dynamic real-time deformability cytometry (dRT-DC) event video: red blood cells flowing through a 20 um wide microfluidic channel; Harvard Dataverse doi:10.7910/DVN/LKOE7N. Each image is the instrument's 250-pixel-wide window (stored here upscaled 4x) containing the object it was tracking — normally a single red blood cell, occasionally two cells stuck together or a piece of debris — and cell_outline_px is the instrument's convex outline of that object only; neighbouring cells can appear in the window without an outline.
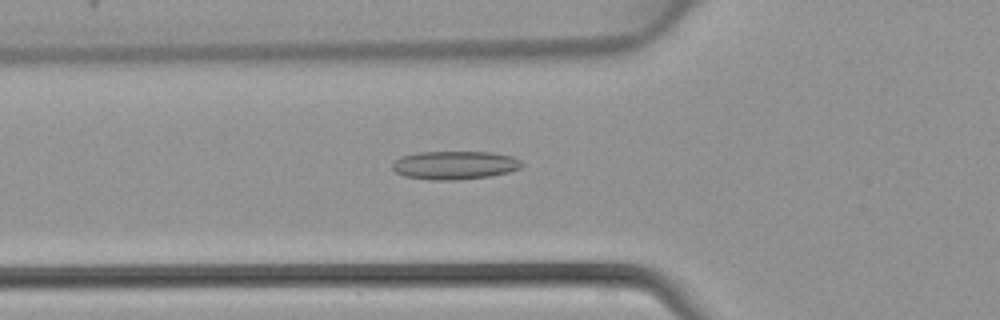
{"species": "common noctule bat (a hibernating species)", "species_latin": "Nyctalus noctula", "temperature_condition": "warm", "stored_images_in_passage": 12, "camera_frame_rate_fps": 3000, "um_per_image_px": 0.085, "animal": {"sex": "female", "body_mass_g": 22.7, "forearm_length_mm": 54.2}, "frame": {"image": 1, "passage_image": 6, "time_ms": 1.667, "image_size_px": [1000, 320], "cell_outline_px": [[524, 164], [520, 168], [508, 172], [492, 176], [456, 180], [432, 180], [404, 176], [396, 172], [392, 168], [392, 164], [400, 156], [420, 152], [492, 152], [512, 156], [520, 160]], "centroid_in_image_um": [38.66, 14.04], "position_along_channel_um": 87.1, "area_um2": 21.5}}
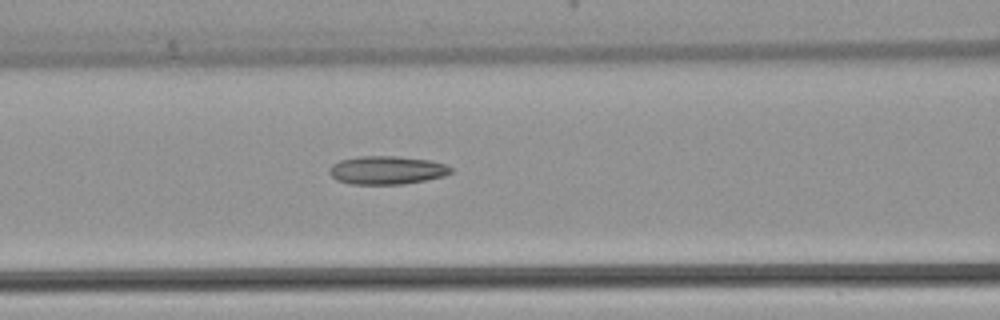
{"frame": {"image": 2, "passage_image": 9, "time_ms": 2.667, "image_size_px": [1000, 320], "cell_outline_px": [[452, 172], [444, 176], [404, 184], [352, 184], [336, 180], [328, 172], [328, 168], [332, 164], [340, 160], [360, 156], [396, 156], [432, 160], [444, 164], [452, 168]], "centroid_in_image_um": [32.86, 14.46], "position_along_channel_um": 133.7, "area_um2": 20.11}}
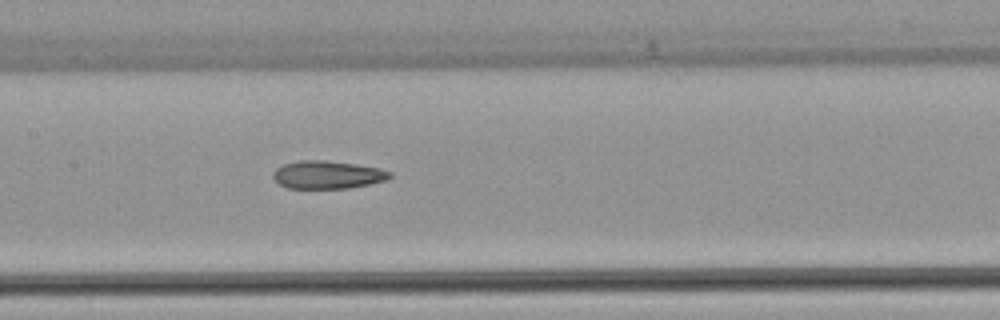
{"frame": {"image": 3, "passage_image": 12, "time_ms": 3.667, "image_size_px": [1000, 320], "cell_outline_px": [[392, 176], [388, 180], [348, 188], [288, 188], [280, 184], [272, 176], [272, 172], [276, 168], [284, 164], [300, 160], [324, 160], [356, 164], [380, 168], [392, 172]], "centroid_in_image_um": [27.86, 14.85], "position_along_channel_um": 179.5, "area_um2": 19.02}}